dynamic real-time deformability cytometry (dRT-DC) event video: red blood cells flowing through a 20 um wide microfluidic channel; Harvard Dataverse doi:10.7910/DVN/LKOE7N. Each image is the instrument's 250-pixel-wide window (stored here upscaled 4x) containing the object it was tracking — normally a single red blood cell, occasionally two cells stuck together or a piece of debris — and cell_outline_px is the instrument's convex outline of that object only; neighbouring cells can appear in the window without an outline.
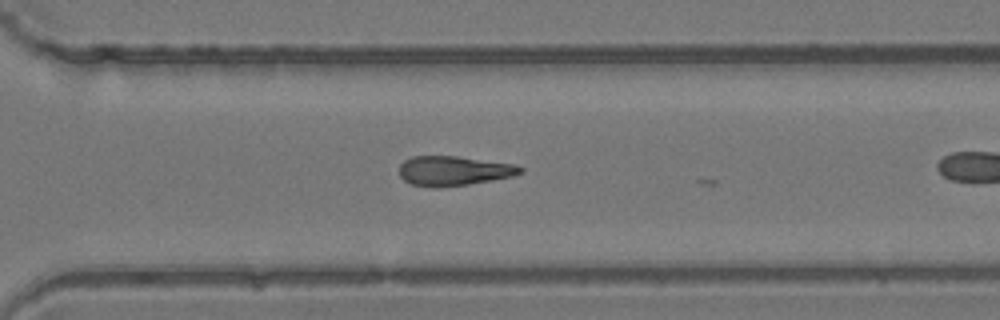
{"species": "common noctule bat (a hibernating species)", "species_latin": "Nyctalus noctula", "temperature_condition": "room temperature", "stored_images_in_passage": 23, "camera_frame_rate_fps": 3000, "um_per_image_px": 0.085, "animal": {"sex": "female", "body_mass_g": 24.6, "forearm_length_mm": 56.2}, "frame": {"image": 1, "passage_image": 14, "time_ms": 4.333, "image_size_px": [1000, 320], "cell_outline_px": [[524, 168], [520, 172], [512, 176], [468, 184], [440, 188], [432, 188], [412, 184], [404, 180], [400, 176], [400, 164], [404, 160], [412, 156], [456, 156], [516, 164]], "centroid_in_image_um": [38.53, 14.52], "position_along_channel_um": 332.1, "area_um2": 20.87}}